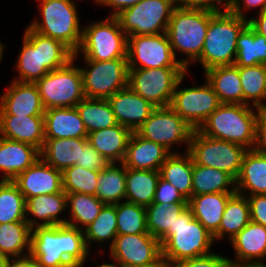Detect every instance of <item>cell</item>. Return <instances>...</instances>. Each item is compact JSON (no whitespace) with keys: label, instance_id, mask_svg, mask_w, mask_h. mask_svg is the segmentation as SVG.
Returning a JSON list of instances; mask_svg holds the SVG:
<instances>
[{"label":"cell","instance_id":"obj_43","mask_svg":"<svg viewBox=\"0 0 266 267\" xmlns=\"http://www.w3.org/2000/svg\"><path fill=\"white\" fill-rule=\"evenodd\" d=\"M117 235L116 204H105L95 220L84 228L85 243L88 250L91 242L102 243L111 240L110 248Z\"/></svg>","mask_w":266,"mask_h":267},{"label":"cell","instance_id":"obj_44","mask_svg":"<svg viewBox=\"0 0 266 267\" xmlns=\"http://www.w3.org/2000/svg\"><path fill=\"white\" fill-rule=\"evenodd\" d=\"M26 221V199L13 181L0 180V224Z\"/></svg>","mask_w":266,"mask_h":267},{"label":"cell","instance_id":"obj_19","mask_svg":"<svg viewBox=\"0 0 266 267\" xmlns=\"http://www.w3.org/2000/svg\"><path fill=\"white\" fill-rule=\"evenodd\" d=\"M45 110L35 83L12 80L0 96V115L44 116Z\"/></svg>","mask_w":266,"mask_h":267},{"label":"cell","instance_id":"obj_20","mask_svg":"<svg viewBox=\"0 0 266 267\" xmlns=\"http://www.w3.org/2000/svg\"><path fill=\"white\" fill-rule=\"evenodd\" d=\"M118 124L136 132L156 108L128 86L107 99Z\"/></svg>","mask_w":266,"mask_h":267},{"label":"cell","instance_id":"obj_56","mask_svg":"<svg viewBox=\"0 0 266 267\" xmlns=\"http://www.w3.org/2000/svg\"><path fill=\"white\" fill-rule=\"evenodd\" d=\"M5 267H24V257L21 258H9Z\"/></svg>","mask_w":266,"mask_h":267},{"label":"cell","instance_id":"obj_3","mask_svg":"<svg viewBox=\"0 0 266 267\" xmlns=\"http://www.w3.org/2000/svg\"><path fill=\"white\" fill-rule=\"evenodd\" d=\"M164 267L211 253L213 235L193 217L187 206L175 218L173 228L159 239Z\"/></svg>","mask_w":266,"mask_h":267},{"label":"cell","instance_id":"obj_16","mask_svg":"<svg viewBox=\"0 0 266 267\" xmlns=\"http://www.w3.org/2000/svg\"><path fill=\"white\" fill-rule=\"evenodd\" d=\"M186 74L178 81L170 107L195 129H199L221 104L212 85L206 80L204 85L181 88Z\"/></svg>","mask_w":266,"mask_h":267},{"label":"cell","instance_id":"obj_33","mask_svg":"<svg viewBox=\"0 0 266 267\" xmlns=\"http://www.w3.org/2000/svg\"><path fill=\"white\" fill-rule=\"evenodd\" d=\"M159 171L126 168L125 201L144 207L153 203Z\"/></svg>","mask_w":266,"mask_h":267},{"label":"cell","instance_id":"obj_24","mask_svg":"<svg viewBox=\"0 0 266 267\" xmlns=\"http://www.w3.org/2000/svg\"><path fill=\"white\" fill-rule=\"evenodd\" d=\"M0 136L41 150L45 143L44 116L0 115Z\"/></svg>","mask_w":266,"mask_h":267},{"label":"cell","instance_id":"obj_21","mask_svg":"<svg viewBox=\"0 0 266 267\" xmlns=\"http://www.w3.org/2000/svg\"><path fill=\"white\" fill-rule=\"evenodd\" d=\"M235 250V259L230 264L263 265L266 258V227L250 221L238 234L230 239Z\"/></svg>","mask_w":266,"mask_h":267},{"label":"cell","instance_id":"obj_60","mask_svg":"<svg viewBox=\"0 0 266 267\" xmlns=\"http://www.w3.org/2000/svg\"><path fill=\"white\" fill-rule=\"evenodd\" d=\"M4 48H5V46L0 41V62L3 59V51H4Z\"/></svg>","mask_w":266,"mask_h":267},{"label":"cell","instance_id":"obj_5","mask_svg":"<svg viewBox=\"0 0 266 267\" xmlns=\"http://www.w3.org/2000/svg\"><path fill=\"white\" fill-rule=\"evenodd\" d=\"M247 25V19L233 14L228 8L211 17L201 56L197 60L204 72L217 66L234 65L237 38Z\"/></svg>","mask_w":266,"mask_h":267},{"label":"cell","instance_id":"obj_34","mask_svg":"<svg viewBox=\"0 0 266 267\" xmlns=\"http://www.w3.org/2000/svg\"><path fill=\"white\" fill-rule=\"evenodd\" d=\"M118 165L109 163L98 172L95 196L104 204L114 205L125 201L126 167L123 163Z\"/></svg>","mask_w":266,"mask_h":267},{"label":"cell","instance_id":"obj_6","mask_svg":"<svg viewBox=\"0 0 266 267\" xmlns=\"http://www.w3.org/2000/svg\"><path fill=\"white\" fill-rule=\"evenodd\" d=\"M216 12L203 9H188L175 7L167 27L173 54L176 50L183 55L180 64L188 71L189 64L197 61L204 46L209 20Z\"/></svg>","mask_w":266,"mask_h":267},{"label":"cell","instance_id":"obj_1","mask_svg":"<svg viewBox=\"0 0 266 267\" xmlns=\"http://www.w3.org/2000/svg\"><path fill=\"white\" fill-rule=\"evenodd\" d=\"M89 251L84 230L68 224L32 228L29 256L38 267H83Z\"/></svg>","mask_w":266,"mask_h":267},{"label":"cell","instance_id":"obj_45","mask_svg":"<svg viewBox=\"0 0 266 267\" xmlns=\"http://www.w3.org/2000/svg\"><path fill=\"white\" fill-rule=\"evenodd\" d=\"M117 234L149 233L144 206L123 201L116 204Z\"/></svg>","mask_w":266,"mask_h":267},{"label":"cell","instance_id":"obj_8","mask_svg":"<svg viewBox=\"0 0 266 267\" xmlns=\"http://www.w3.org/2000/svg\"><path fill=\"white\" fill-rule=\"evenodd\" d=\"M128 37L120 28L115 16L96 21L83 28L81 44L73 54L76 61L83 53V60L109 61L127 58ZM80 52V53H79Z\"/></svg>","mask_w":266,"mask_h":267},{"label":"cell","instance_id":"obj_22","mask_svg":"<svg viewBox=\"0 0 266 267\" xmlns=\"http://www.w3.org/2000/svg\"><path fill=\"white\" fill-rule=\"evenodd\" d=\"M39 158L40 150L35 146L0 136L1 181H13Z\"/></svg>","mask_w":266,"mask_h":267},{"label":"cell","instance_id":"obj_59","mask_svg":"<svg viewBox=\"0 0 266 267\" xmlns=\"http://www.w3.org/2000/svg\"><path fill=\"white\" fill-rule=\"evenodd\" d=\"M9 258L5 255L0 254V267H5L6 262Z\"/></svg>","mask_w":266,"mask_h":267},{"label":"cell","instance_id":"obj_40","mask_svg":"<svg viewBox=\"0 0 266 267\" xmlns=\"http://www.w3.org/2000/svg\"><path fill=\"white\" fill-rule=\"evenodd\" d=\"M239 76L243 90V104L263 109L266 106V65L257 64L239 67Z\"/></svg>","mask_w":266,"mask_h":267},{"label":"cell","instance_id":"obj_58","mask_svg":"<svg viewBox=\"0 0 266 267\" xmlns=\"http://www.w3.org/2000/svg\"><path fill=\"white\" fill-rule=\"evenodd\" d=\"M266 264L263 265H254V264H231L230 267H266Z\"/></svg>","mask_w":266,"mask_h":267},{"label":"cell","instance_id":"obj_53","mask_svg":"<svg viewBox=\"0 0 266 267\" xmlns=\"http://www.w3.org/2000/svg\"><path fill=\"white\" fill-rule=\"evenodd\" d=\"M254 149L266 154V111L261 110L257 120L256 143Z\"/></svg>","mask_w":266,"mask_h":267},{"label":"cell","instance_id":"obj_7","mask_svg":"<svg viewBox=\"0 0 266 267\" xmlns=\"http://www.w3.org/2000/svg\"><path fill=\"white\" fill-rule=\"evenodd\" d=\"M38 13L42 16L34 19L29 27L42 34L61 41L73 53H76L82 38L80 19L74 0H38Z\"/></svg>","mask_w":266,"mask_h":267},{"label":"cell","instance_id":"obj_51","mask_svg":"<svg viewBox=\"0 0 266 267\" xmlns=\"http://www.w3.org/2000/svg\"><path fill=\"white\" fill-rule=\"evenodd\" d=\"M251 221L266 227V194L247 196Z\"/></svg>","mask_w":266,"mask_h":267},{"label":"cell","instance_id":"obj_29","mask_svg":"<svg viewBox=\"0 0 266 267\" xmlns=\"http://www.w3.org/2000/svg\"><path fill=\"white\" fill-rule=\"evenodd\" d=\"M236 192H217L194 195L188 201L192 215L212 235L219 230V225L228 200Z\"/></svg>","mask_w":266,"mask_h":267},{"label":"cell","instance_id":"obj_10","mask_svg":"<svg viewBox=\"0 0 266 267\" xmlns=\"http://www.w3.org/2000/svg\"><path fill=\"white\" fill-rule=\"evenodd\" d=\"M188 152L195 164L217 168L236 179L247 149L236 143L205 136L196 129Z\"/></svg>","mask_w":266,"mask_h":267},{"label":"cell","instance_id":"obj_30","mask_svg":"<svg viewBox=\"0 0 266 267\" xmlns=\"http://www.w3.org/2000/svg\"><path fill=\"white\" fill-rule=\"evenodd\" d=\"M88 143L87 138L45 139L40 158L48 165L63 172L80 162L81 149Z\"/></svg>","mask_w":266,"mask_h":267},{"label":"cell","instance_id":"obj_9","mask_svg":"<svg viewBox=\"0 0 266 267\" xmlns=\"http://www.w3.org/2000/svg\"><path fill=\"white\" fill-rule=\"evenodd\" d=\"M74 62L70 60L35 82L45 109L75 107L85 98L80 67Z\"/></svg>","mask_w":266,"mask_h":267},{"label":"cell","instance_id":"obj_37","mask_svg":"<svg viewBox=\"0 0 266 267\" xmlns=\"http://www.w3.org/2000/svg\"><path fill=\"white\" fill-rule=\"evenodd\" d=\"M217 192H236L235 179L227 172L193 162L192 196Z\"/></svg>","mask_w":266,"mask_h":267},{"label":"cell","instance_id":"obj_27","mask_svg":"<svg viewBox=\"0 0 266 267\" xmlns=\"http://www.w3.org/2000/svg\"><path fill=\"white\" fill-rule=\"evenodd\" d=\"M235 187L236 193L246 197L266 194V154L255 149L247 150L242 160L240 173L235 179Z\"/></svg>","mask_w":266,"mask_h":267},{"label":"cell","instance_id":"obj_61","mask_svg":"<svg viewBox=\"0 0 266 267\" xmlns=\"http://www.w3.org/2000/svg\"><path fill=\"white\" fill-rule=\"evenodd\" d=\"M97 267H117V266L111 263H104V264L97 265Z\"/></svg>","mask_w":266,"mask_h":267},{"label":"cell","instance_id":"obj_46","mask_svg":"<svg viewBox=\"0 0 266 267\" xmlns=\"http://www.w3.org/2000/svg\"><path fill=\"white\" fill-rule=\"evenodd\" d=\"M98 172L74 165L62 172L63 191L95 195Z\"/></svg>","mask_w":266,"mask_h":267},{"label":"cell","instance_id":"obj_55","mask_svg":"<svg viewBox=\"0 0 266 267\" xmlns=\"http://www.w3.org/2000/svg\"><path fill=\"white\" fill-rule=\"evenodd\" d=\"M248 24L259 34L266 38V9L257 13V17L248 19Z\"/></svg>","mask_w":266,"mask_h":267},{"label":"cell","instance_id":"obj_31","mask_svg":"<svg viewBox=\"0 0 266 267\" xmlns=\"http://www.w3.org/2000/svg\"><path fill=\"white\" fill-rule=\"evenodd\" d=\"M220 103L243 104V90L236 65L217 66L204 72Z\"/></svg>","mask_w":266,"mask_h":267},{"label":"cell","instance_id":"obj_32","mask_svg":"<svg viewBox=\"0 0 266 267\" xmlns=\"http://www.w3.org/2000/svg\"><path fill=\"white\" fill-rule=\"evenodd\" d=\"M160 177L172 184L188 201L192 197L193 159L188 151L171 153L161 165Z\"/></svg>","mask_w":266,"mask_h":267},{"label":"cell","instance_id":"obj_15","mask_svg":"<svg viewBox=\"0 0 266 267\" xmlns=\"http://www.w3.org/2000/svg\"><path fill=\"white\" fill-rule=\"evenodd\" d=\"M109 251L117 267H164L160 241L150 233L117 235Z\"/></svg>","mask_w":266,"mask_h":267},{"label":"cell","instance_id":"obj_13","mask_svg":"<svg viewBox=\"0 0 266 267\" xmlns=\"http://www.w3.org/2000/svg\"><path fill=\"white\" fill-rule=\"evenodd\" d=\"M175 5L173 0H141L115 17L128 36L165 33Z\"/></svg>","mask_w":266,"mask_h":267},{"label":"cell","instance_id":"obj_4","mask_svg":"<svg viewBox=\"0 0 266 267\" xmlns=\"http://www.w3.org/2000/svg\"><path fill=\"white\" fill-rule=\"evenodd\" d=\"M249 106L221 103L198 130L205 136L254 149L261 109Z\"/></svg>","mask_w":266,"mask_h":267},{"label":"cell","instance_id":"obj_25","mask_svg":"<svg viewBox=\"0 0 266 267\" xmlns=\"http://www.w3.org/2000/svg\"><path fill=\"white\" fill-rule=\"evenodd\" d=\"M66 208L67 196L64 191L55 194L38 195L27 198L26 222L31 228L36 226H55L66 224L67 219H61L59 217ZM30 215L33 217L29 218L28 216Z\"/></svg>","mask_w":266,"mask_h":267},{"label":"cell","instance_id":"obj_2","mask_svg":"<svg viewBox=\"0 0 266 267\" xmlns=\"http://www.w3.org/2000/svg\"><path fill=\"white\" fill-rule=\"evenodd\" d=\"M22 43L15 65L18 78L14 81L35 83L73 59L74 53L61 41L39 34L29 26L25 29Z\"/></svg>","mask_w":266,"mask_h":267},{"label":"cell","instance_id":"obj_11","mask_svg":"<svg viewBox=\"0 0 266 267\" xmlns=\"http://www.w3.org/2000/svg\"><path fill=\"white\" fill-rule=\"evenodd\" d=\"M186 72L184 67L129 69L128 87L155 107L170 106L176 85Z\"/></svg>","mask_w":266,"mask_h":267},{"label":"cell","instance_id":"obj_49","mask_svg":"<svg viewBox=\"0 0 266 267\" xmlns=\"http://www.w3.org/2000/svg\"><path fill=\"white\" fill-rule=\"evenodd\" d=\"M153 203H187V200L177 188L160 177L157 183Z\"/></svg>","mask_w":266,"mask_h":267},{"label":"cell","instance_id":"obj_48","mask_svg":"<svg viewBox=\"0 0 266 267\" xmlns=\"http://www.w3.org/2000/svg\"><path fill=\"white\" fill-rule=\"evenodd\" d=\"M108 164L109 161H107L90 143H87L85 147L81 149L80 162H76L75 165L94 171H101Z\"/></svg>","mask_w":266,"mask_h":267},{"label":"cell","instance_id":"obj_17","mask_svg":"<svg viewBox=\"0 0 266 267\" xmlns=\"http://www.w3.org/2000/svg\"><path fill=\"white\" fill-rule=\"evenodd\" d=\"M127 59L129 69L183 67L173 54L166 32L128 36Z\"/></svg>","mask_w":266,"mask_h":267},{"label":"cell","instance_id":"obj_41","mask_svg":"<svg viewBox=\"0 0 266 267\" xmlns=\"http://www.w3.org/2000/svg\"><path fill=\"white\" fill-rule=\"evenodd\" d=\"M67 207L71 212L66 224L84 230L91 224L105 205L95 195L84 193H67ZM79 223V224H78ZM80 225V226H78Z\"/></svg>","mask_w":266,"mask_h":267},{"label":"cell","instance_id":"obj_38","mask_svg":"<svg viewBox=\"0 0 266 267\" xmlns=\"http://www.w3.org/2000/svg\"><path fill=\"white\" fill-rule=\"evenodd\" d=\"M257 64L266 65V38L248 24L237 38V55L234 65L249 67Z\"/></svg>","mask_w":266,"mask_h":267},{"label":"cell","instance_id":"obj_14","mask_svg":"<svg viewBox=\"0 0 266 267\" xmlns=\"http://www.w3.org/2000/svg\"><path fill=\"white\" fill-rule=\"evenodd\" d=\"M196 129L183 120L170 106L156 107L152 114L136 130L144 139L163 145L171 153L175 144H187L188 151Z\"/></svg>","mask_w":266,"mask_h":267},{"label":"cell","instance_id":"obj_23","mask_svg":"<svg viewBox=\"0 0 266 267\" xmlns=\"http://www.w3.org/2000/svg\"><path fill=\"white\" fill-rule=\"evenodd\" d=\"M171 152L163 145L144 139L133 132L123 164L126 168L159 171Z\"/></svg>","mask_w":266,"mask_h":267},{"label":"cell","instance_id":"obj_26","mask_svg":"<svg viewBox=\"0 0 266 267\" xmlns=\"http://www.w3.org/2000/svg\"><path fill=\"white\" fill-rule=\"evenodd\" d=\"M45 139L87 138L76 107L50 108L44 113Z\"/></svg>","mask_w":266,"mask_h":267},{"label":"cell","instance_id":"obj_28","mask_svg":"<svg viewBox=\"0 0 266 267\" xmlns=\"http://www.w3.org/2000/svg\"><path fill=\"white\" fill-rule=\"evenodd\" d=\"M132 131L116 124L88 133L87 140L109 163H123Z\"/></svg>","mask_w":266,"mask_h":267},{"label":"cell","instance_id":"obj_39","mask_svg":"<svg viewBox=\"0 0 266 267\" xmlns=\"http://www.w3.org/2000/svg\"><path fill=\"white\" fill-rule=\"evenodd\" d=\"M75 107L88 133L118 124L107 99L84 98Z\"/></svg>","mask_w":266,"mask_h":267},{"label":"cell","instance_id":"obj_35","mask_svg":"<svg viewBox=\"0 0 266 267\" xmlns=\"http://www.w3.org/2000/svg\"><path fill=\"white\" fill-rule=\"evenodd\" d=\"M31 233L32 228L26 221L0 224V254L8 258L28 256ZM25 250L26 253H24Z\"/></svg>","mask_w":266,"mask_h":267},{"label":"cell","instance_id":"obj_54","mask_svg":"<svg viewBox=\"0 0 266 267\" xmlns=\"http://www.w3.org/2000/svg\"><path fill=\"white\" fill-rule=\"evenodd\" d=\"M97 4L106 5L114 9L110 16H116L125 9L132 7L141 0H94Z\"/></svg>","mask_w":266,"mask_h":267},{"label":"cell","instance_id":"obj_36","mask_svg":"<svg viewBox=\"0 0 266 267\" xmlns=\"http://www.w3.org/2000/svg\"><path fill=\"white\" fill-rule=\"evenodd\" d=\"M251 221L249 203L246 196L235 193L227 202L219 230L213 235L214 241L228 235L230 240Z\"/></svg>","mask_w":266,"mask_h":267},{"label":"cell","instance_id":"obj_50","mask_svg":"<svg viewBox=\"0 0 266 267\" xmlns=\"http://www.w3.org/2000/svg\"><path fill=\"white\" fill-rule=\"evenodd\" d=\"M173 3L175 7L203 9L211 12H220L227 9V0H173ZM222 7L223 10H221Z\"/></svg>","mask_w":266,"mask_h":267},{"label":"cell","instance_id":"obj_57","mask_svg":"<svg viewBox=\"0 0 266 267\" xmlns=\"http://www.w3.org/2000/svg\"><path fill=\"white\" fill-rule=\"evenodd\" d=\"M24 267H38L34 264L33 259L28 255L24 257Z\"/></svg>","mask_w":266,"mask_h":267},{"label":"cell","instance_id":"obj_18","mask_svg":"<svg viewBox=\"0 0 266 267\" xmlns=\"http://www.w3.org/2000/svg\"><path fill=\"white\" fill-rule=\"evenodd\" d=\"M13 182L25 199L63 191L62 172L48 165L41 158L19 174Z\"/></svg>","mask_w":266,"mask_h":267},{"label":"cell","instance_id":"obj_12","mask_svg":"<svg viewBox=\"0 0 266 267\" xmlns=\"http://www.w3.org/2000/svg\"><path fill=\"white\" fill-rule=\"evenodd\" d=\"M84 61L87 66L80 67V71L85 98L108 99L128 86L127 58Z\"/></svg>","mask_w":266,"mask_h":267},{"label":"cell","instance_id":"obj_52","mask_svg":"<svg viewBox=\"0 0 266 267\" xmlns=\"http://www.w3.org/2000/svg\"><path fill=\"white\" fill-rule=\"evenodd\" d=\"M259 8V13L266 9V0H227V8L240 18L247 19L243 13V8L250 10L251 8Z\"/></svg>","mask_w":266,"mask_h":267},{"label":"cell","instance_id":"obj_42","mask_svg":"<svg viewBox=\"0 0 266 267\" xmlns=\"http://www.w3.org/2000/svg\"><path fill=\"white\" fill-rule=\"evenodd\" d=\"M187 206L188 203H151L145 207L148 232L160 239Z\"/></svg>","mask_w":266,"mask_h":267},{"label":"cell","instance_id":"obj_47","mask_svg":"<svg viewBox=\"0 0 266 267\" xmlns=\"http://www.w3.org/2000/svg\"><path fill=\"white\" fill-rule=\"evenodd\" d=\"M230 265L229 258L211 252L207 255L177 262L171 267H230Z\"/></svg>","mask_w":266,"mask_h":267}]
</instances>
